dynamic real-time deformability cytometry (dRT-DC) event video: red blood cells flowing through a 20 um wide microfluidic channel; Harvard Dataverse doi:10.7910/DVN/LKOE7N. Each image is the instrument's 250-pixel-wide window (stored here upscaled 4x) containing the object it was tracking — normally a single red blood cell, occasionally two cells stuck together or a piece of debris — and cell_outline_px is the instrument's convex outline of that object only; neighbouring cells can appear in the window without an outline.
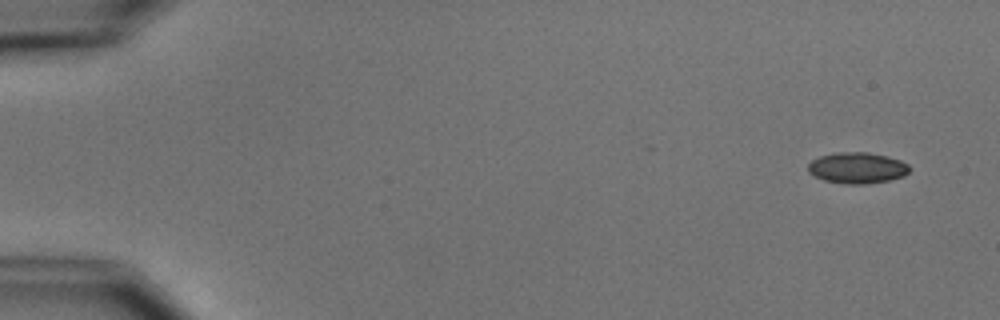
{"species": "common noctule bat (a hibernating species)", "species_latin": "Nyctalus noctula", "temperature_condition": "cold", "stored_images_in_passage": 4, "camera_frame_rate_fps": 3000, "um_per_image_px": 0.085, "animal": {"sex": "male", "body_mass_g": 15.6}, "frame": {"image": 1, "passage_image": 1, "time_ms": 0.0, "image_size_px": [1000, 320], "cell_outline_px": [[908, 172], [904, 176], [888, 180], [864, 184], [844, 184], [824, 180], [808, 172], [808, 164], [812, 160], [820, 156], [836, 152], [868, 152], [888, 156], [900, 160], [908, 164]], "centroid_in_image_um": [72.85, 14.26], "position_along_channel_um": 12.1, "area_um2": 18.32}}